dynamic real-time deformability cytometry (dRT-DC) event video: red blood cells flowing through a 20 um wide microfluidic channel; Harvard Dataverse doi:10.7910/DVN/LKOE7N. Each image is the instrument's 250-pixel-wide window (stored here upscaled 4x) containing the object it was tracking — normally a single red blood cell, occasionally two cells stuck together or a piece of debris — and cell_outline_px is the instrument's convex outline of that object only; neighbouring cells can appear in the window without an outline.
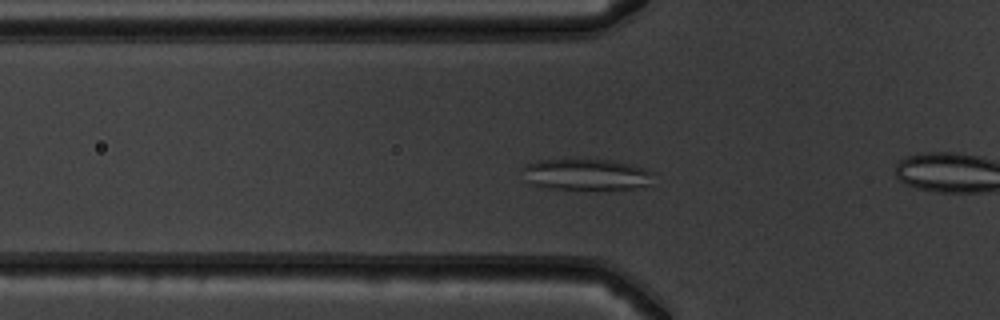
{"species": "common noctule bat (a hibernating species)", "species_latin": "Nyctalus noctula", "temperature_condition": "warm", "stored_images_in_passage": 49, "camera_frame_rate_fps": 3000, "um_per_image_px": 0.085, "animal": {"sex": "male", "body_mass_g": 19.5, "forearm_length_mm": 54.6}, "frame": {"image": 1, "passage_image": 14, "time_ms": 4.333, "image_size_px": [1000, 320], "cell_outline_px": [[652, 172], [648, 184], [636, 188], [540, 188], [524, 180], [520, 168], [524, 164], [536, 160], [612, 160], [632, 164]], "centroid_in_image_um": [49.69, 14.81], "position_along_channel_um": 76.1, "area_um2": 23.58}}
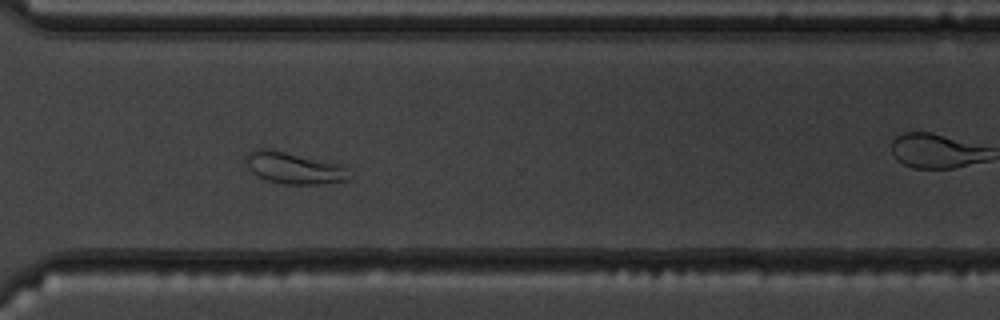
{"frame": {"image": 2, "passage_image": 35, "time_ms": 11.333, "image_size_px": [1000, 320], "cell_outline_px": [[352, 176], [344, 180], [320, 184], [280, 184], [268, 180], [252, 172], [244, 156], [252, 148], [272, 148], [340, 164]], "centroid_in_image_um": [24.94, 14.25], "position_along_channel_um": 345.7, "area_um2": 19.07}}
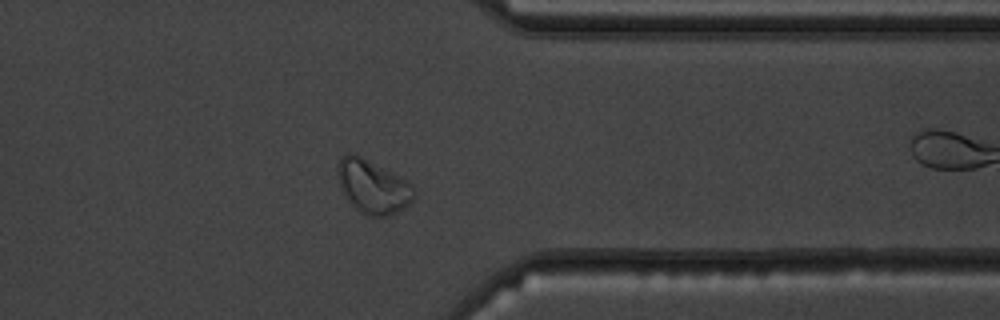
{"frame": {"image": 3, "passage_image": 38, "time_ms": 12.333, "image_size_px": [1000, 320], "cell_outline_px": [[416, 196], [404, 208], [388, 216], [372, 216], [356, 208], [352, 204], [340, 188], [336, 172], [340, 160], [348, 152], [352, 152], [408, 180], [412, 184], [416, 192]], "centroid_in_image_um": [31.72, 15.85], "position_along_channel_um": 379.7, "area_um2": 23.58}, "authors_computed_cell_mechanics": {"area_um2": 23.5824, "velocity_mm_per_s": 3.8424, "shape_relaxation_time_tau1_ms": null, "shape_relaxation_time_tau2_ms": 1.808, "deformation_change_tau1": null, "deformation_change_tau2": 0.0714}}